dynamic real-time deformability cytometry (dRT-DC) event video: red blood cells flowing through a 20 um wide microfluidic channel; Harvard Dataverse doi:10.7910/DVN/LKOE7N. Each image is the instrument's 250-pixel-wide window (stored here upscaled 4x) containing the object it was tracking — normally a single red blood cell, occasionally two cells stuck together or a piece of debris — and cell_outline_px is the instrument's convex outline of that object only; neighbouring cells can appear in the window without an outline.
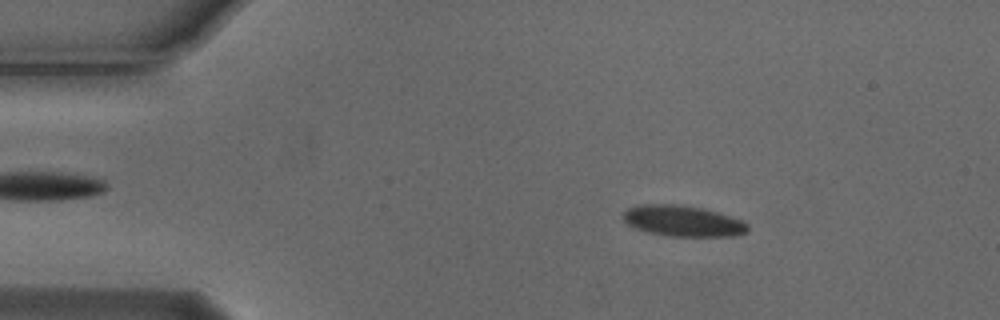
{"species": "Egyptian fruit bat (a non-hibernating species)", "species_latin": "Rousettus aegyptiacus", "temperature_condition": "cold", "stored_images_in_passage": 8, "camera_frame_rate_fps": 3000, "um_per_image_px": 0.085, "animal": {"sex": "male"}, "frame": {"image": 1, "passage_image": 1, "time_ms": 0.0, "image_size_px": [1000, 320], "cell_outline_px": [[748, 232], [736, 236], [672, 236], [648, 232], [636, 228], [628, 224], [620, 216], [628, 208], [640, 204], [676, 204], [700, 208], [716, 212], [744, 220], [748, 224]], "centroid_in_image_um": [58.05, 18.78], "position_along_channel_um": 26.9, "area_um2": 22.43}}
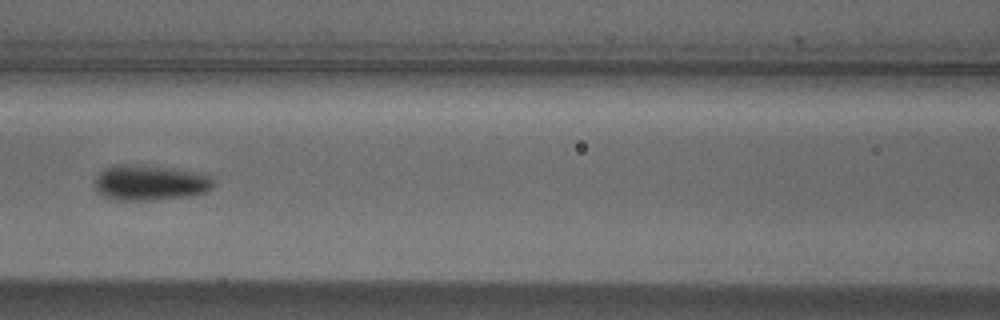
{"frame": {"image": 2, "passage_image": 5, "time_ms": 1.333, "image_size_px": [1000, 320], "cell_outline_px": [[216, 184], [208, 192], [192, 196], [152, 200], [116, 200], [104, 196], [96, 192], [92, 184], [96, 176], [104, 168], [116, 164], [140, 164], [176, 168], [204, 172], [216, 176]], "centroid_in_image_um": [12.83, 15.51], "position_along_channel_um": 153.8, "area_um2": 25.72}}
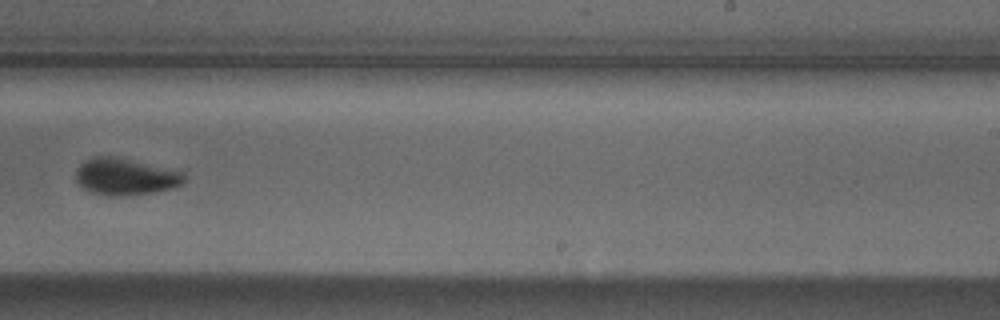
{"frame": {"image": 3, "passage_image": 8, "time_ms": 2.333, "image_size_px": [1000, 320], "cell_outline_px": [[184, 180], [180, 184], [172, 188], [152, 192], [120, 196], [108, 196], [88, 192], [80, 188], [76, 180], [76, 172], [84, 160], [96, 156], [108, 156], [180, 168], [184, 172]], "centroid_in_image_um": [10.68, 15.01], "position_along_channel_um": 278.3, "area_um2": 23.64}}